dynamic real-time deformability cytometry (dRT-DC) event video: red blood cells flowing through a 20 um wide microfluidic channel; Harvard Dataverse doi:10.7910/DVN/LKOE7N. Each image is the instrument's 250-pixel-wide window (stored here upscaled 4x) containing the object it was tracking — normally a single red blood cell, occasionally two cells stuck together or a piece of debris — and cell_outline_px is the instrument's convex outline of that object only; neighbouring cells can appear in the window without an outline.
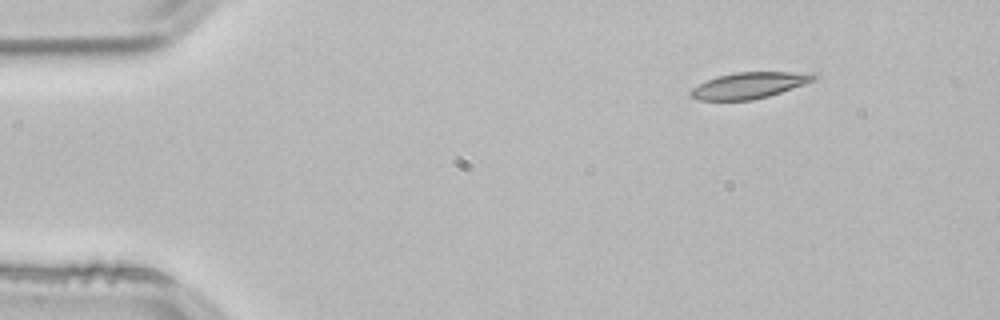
{"species": "common noctule bat (a hibernating species)", "species_latin": "Nyctalus noctula", "temperature_condition": "room temperature", "stored_images_in_passage": 47, "camera_frame_rate_fps": 3000, "um_per_image_px": 0.085, "animal": {"sex": "male", "body_mass_g": 21.5, "forearm_length_mm": 52.0}, "frame": {"image": 1, "passage_image": 1, "time_ms": 0.0, "image_size_px": [1000, 320], "cell_outline_px": [[820, 76], [816, 80], [768, 96], [752, 100], [700, 100], [692, 96], [688, 92], [692, 88], [716, 76], [736, 72], [788, 72]], "centroid_in_image_um": [63.64, 7.26], "position_along_channel_um": 21.4, "area_um2": 18.38}}
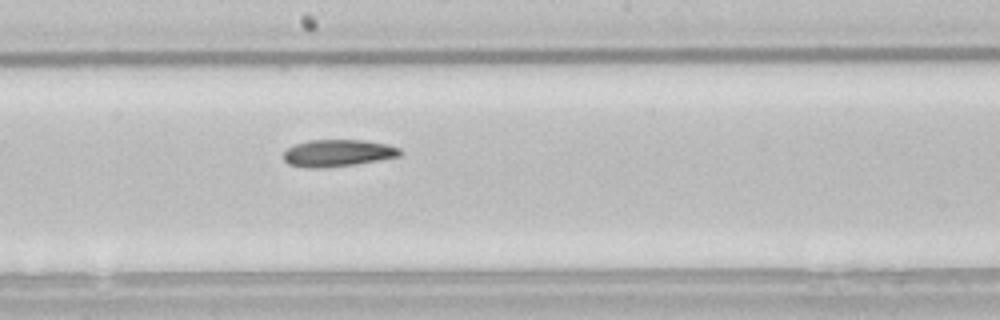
{"frame": {"image": 2, "passage_image": 23, "time_ms": 7.333, "image_size_px": [1000, 320], "cell_outline_px": [[404, 152], [400, 156], [380, 160], [356, 164], [324, 168], [304, 168], [288, 164], [284, 160], [284, 152], [288, 148], [296, 144], [308, 140], [364, 140], [388, 144], [400, 148]], "centroid_in_image_um": [28.74, 13.01], "position_along_channel_um": 219.5, "area_um2": 18.55}}
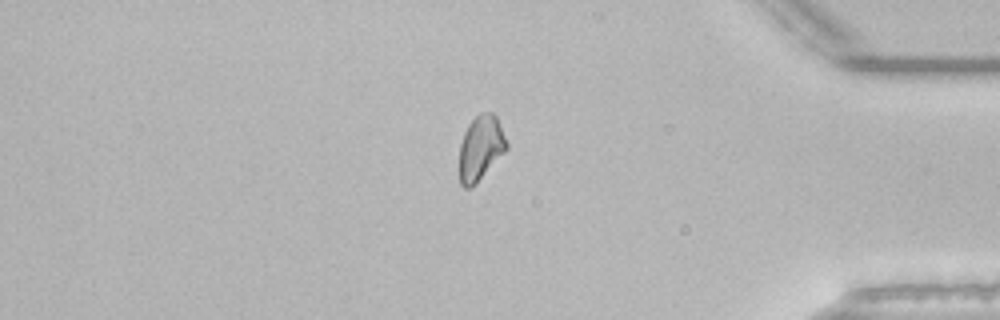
{"frame": {"image": 3, "passage_image": 39, "time_ms": 12.667, "image_size_px": [1000, 320], "cell_outline_px": [[508, 148], [476, 184], [472, 188], [464, 188], [460, 184], [460, 144], [464, 132], [468, 124], [480, 112], [492, 112], [496, 116], [508, 144]], "centroid_in_image_um": [40.85, 12.59], "position_along_channel_um": 394.4, "area_um2": 17.8}, "authors_computed_cell_mechanics": {"area_um2": 18.4382, "velocity_mm_per_s": 3.84, "shape_relaxation_time_tau1_ms": 10.066, "shape_relaxation_time_tau2_ms": null, "deformation_change_tau1": 0.1793, "deformation_change_tau2": null}}